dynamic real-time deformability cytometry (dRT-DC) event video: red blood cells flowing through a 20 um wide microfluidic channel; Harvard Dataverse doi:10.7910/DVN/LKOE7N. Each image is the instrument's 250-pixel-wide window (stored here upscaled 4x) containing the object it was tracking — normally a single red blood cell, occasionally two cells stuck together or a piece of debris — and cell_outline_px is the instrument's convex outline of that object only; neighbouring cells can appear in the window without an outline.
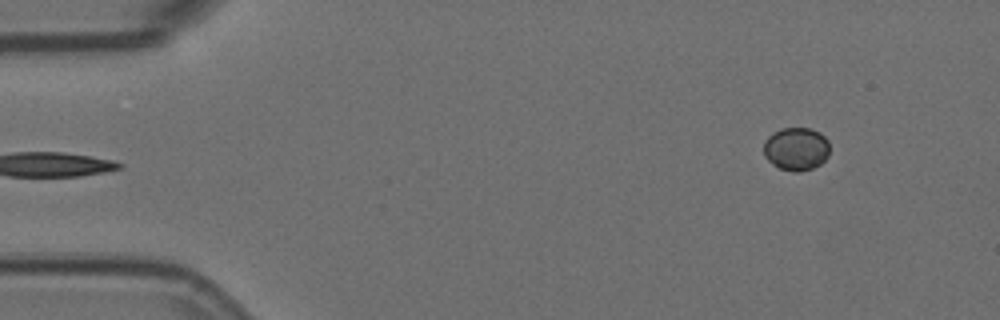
{"species": "Egyptian fruit bat (a non-hibernating species)", "species_latin": "Rousettus aegyptiacus", "temperature_condition": "room temperature", "stored_images_in_passage": 4, "camera_frame_rate_fps": 3000, "um_per_image_px": 0.085, "animal": {"sex": "female"}, "frame": {"image": 1, "passage_image": 1, "time_ms": 0.0, "image_size_px": [1000, 320], "cell_outline_px": [[828, 156], [820, 164], [812, 168], [800, 172], [792, 172], [780, 168], [772, 164], [764, 156], [764, 140], [772, 132], [780, 128], [812, 128], [820, 132], [828, 140]], "centroid_in_image_um": [67.66, 12.64], "position_along_channel_um": 17.3, "area_um2": 16.76}}
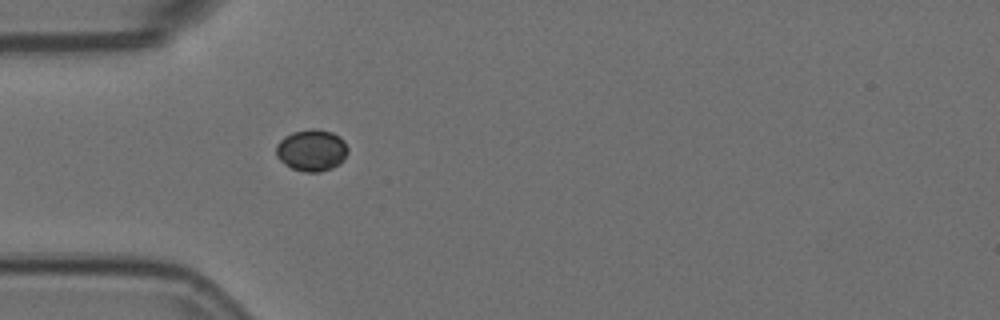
{"frame": {"image": 2, "passage_image": 4, "time_ms": 1.0, "image_size_px": [1000, 320], "cell_outline_px": [[348, 152], [340, 164], [332, 168], [320, 172], [304, 172], [292, 168], [284, 164], [276, 156], [276, 144], [284, 136], [292, 132], [312, 128], [316, 128], [332, 132], [340, 136], [344, 140], [348, 148]], "centroid_in_image_um": [26.49, 12.76], "position_along_channel_um": 58.5, "area_um2": 17.69}}